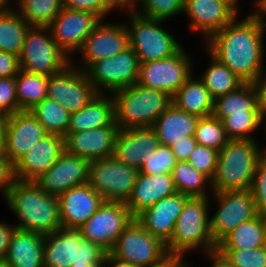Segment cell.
Wrapping results in <instances>:
<instances>
[{
  "instance_id": "1",
  "label": "cell",
  "mask_w": 266,
  "mask_h": 267,
  "mask_svg": "<svg viewBox=\"0 0 266 267\" xmlns=\"http://www.w3.org/2000/svg\"><path fill=\"white\" fill-rule=\"evenodd\" d=\"M257 12L249 13L241 21L235 18L205 43L208 54L226 65L245 83H255L264 74L262 61L266 22Z\"/></svg>"
},
{
  "instance_id": "2",
  "label": "cell",
  "mask_w": 266,
  "mask_h": 267,
  "mask_svg": "<svg viewBox=\"0 0 266 267\" xmlns=\"http://www.w3.org/2000/svg\"><path fill=\"white\" fill-rule=\"evenodd\" d=\"M5 199L20 220L14 225L17 229L46 235L62 227L58 196L47 194L34 181L15 180Z\"/></svg>"
},
{
  "instance_id": "3",
  "label": "cell",
  "mask_w": 266,
  "mask_h": 267,
  "mask_svg": "<svg viewBox=\"0 0 266 267\" xmlns=\"http://www.w3.org/2000/svg\"><path fill=\"white\" fill-rule=\"evenodd\" d=\"M255 139L229 140L219 151L217 171L212 179V192L244 191L251 188L261 151Z\"/></svg>"
},
{
  "instance_id": "4",
  "label": "cell",
  "mask_w": 266,
  "mask_h": 267,
  "mask_svg": "<svg viewBox=\"0 0 266 267\" xmlns=\"http://www.w3.org/2000/svg\"><path fill=\"white\" fill-rule=\"evenodd\" d=\"M114 122L119 129L151 127L172 104V96L137 83L112 93Z\"/></svg>"
},
{
  "instance_id": "5",
  "label": "cell",
  "mask_w": 266,
  "mask_h": 267,
  "mask_svg": "<svg viewBox=\"0 0 266 267\" xmlns=\"http://www.w3.org/2000/svg\"><path fill=\"white\" fill-rule=\"evenodd\" d=\"M210 197H189L176 220L171 239L166 243L170 257H183L189 252L203 248L205 253L215 250L209 218Z\"/></svg>"
},
{
  "instance_id": "6",
  "label": "cell",
  "mask_w": 266,
  "mask_h": 267,
  "mask_svg": "<svg viewBox=\"0 0 266 267\" xmlns=\"http://www.w3.org/2000/svg\"><path fill=\"white\" fill-rule=\"evenodd\" d=\"M106 251L85 239L79 229L64 228L44 235V267H70L71 264H94L102 267Z\"/></svg>"
},
{
  "instance_id": "7",
  "label": "cell",
  "mask_w": 266,
  "mask_h": 267,
  "mask_svg": "<svg viewBox=\"0 0 266 267\" xmlns=\"http://www.w3.org/2000/svg\"><path fill=\"white\" fill-rule=\"evenodd\" d=\"M18 58L23 71L47 76L61 72L72 63L54 41L49 27L39 26L28 29Z\"/></svg>"
},
{
  "instance_id": "8",
  "label": "cell",
  "mask_w": 266,
  "mask_h": 267,
  "mask_svg": "<svg viewBox=\"0 0 266 267\" xmlns=\"http://www.w3.org/2000/svg\"><path fill=\"white\" fill-rule=\"evenodd\" d=\"M109 253L135 267H159L170 258L166 244L146 231L135 218Z\"/></svg>"
},
{
  "instance_id": "9",
  "label": "cell",
  "mask_w": 266,
  "mask_h": 267,
  "mask_svg": "<svg viewBox=\"0 0 266 267\" xmlns=\"http://www.w3.org/2000/svg\"><path fill=\"white\" fill-rule=\"evenodd\" d=\"M130 25L126 24L129 46L135 51L140 64L165 59L176 54L182 45L168 33L162 20L151 19L129 11Z\"/></svg>"
},
{
  "instance_id": "10",
  "label": "cell",
  "mask_w": 266,
  "mask_h": 267,
  "mask_svg": "<svg viewBox=\"0 0 266 267\" xmlns=\"http://www.w3.org/2000/svg\"><path fill=\"white\" fill-rule=\"evenodd\" d=\"M139 170L119 162L114 156L90 161L88 184L104 201L126 203L130 198Z\"/></svg>"
},
{
  "instance_id": "11",
  "label": "cell",
  "mask_w": 266,
  "mask_h": 267,
  "mask_svg": "<svg viewBox=\"0 0 266 267\" xmlns=\"http://www.w3.org/2000/svg\"><path fill=\"white\" fill-rule=\"evenodd\" d=\"M139 69V59L129 46L115 56L94 62L85 73L97 93L112 94L137 83Z\"/></svg>"
},
{
  "instance_id": "12",
  "label": "cell",
  "mask_w": 266,
  "mask_h": 267,
  "mask_svg": "<svg viewBox=\"0 0 266 267\" xmlns=\"http://www.w3.org/2000/svg\"><path fill=\"white\" fill-rule=\"evenodd\" d=\"M134 218L124 202L104 201L96 213L78 229L85 239L109 253Z\"/></svg>"
},
{
  "instance_id": "13",
  "label": "cell",
  "mask_w": 266,
  "mask_h": 267,
  "mask_svg": "<svg viewBox=\"0 0 266 267\" xmlns=\"http://www.w3.org/2000/svg\"><path fill=\"white\" fill-rule=\"evenodd\" d=\"M186 53L181 48L165 59L141 63L137 84L173 96L193 74L191 59Z\"/></svg>"
},
{
  "instance_id": "14",
  "label": "cell",
  "mask_w": 266,
  "mask_h": 267,
  "mask_svg": "<svg viewBox=\"0 0 266 267\" xmlns=\"http://www.w3.org/2000/svg\"><path fill=\"white\" fill-rule=\"evenodd\" d=\"M218 211L210 218V232L217 245L239 224L258 215L251 190L212 192Z\"/></svg>"
},
{
  "instance_id": "15",
  "label": "cell",
  "mask_w": 266,
  "mask_h": 267,
  "mask_svg": "<svg viewBox=\"0 0 266 267\" xmlns=\"http://www.w3.org/2000/svg\"><path fill=\"white\" fill-rule=\"evenodd\" d=\"M72 64L50 75L47 88V97L60 103L69 113L78 111L98 94L85 71Z\"/></svg>"
},
{
  "instance_id": "16",
  "label": "cell",
  "mask_w": 266,
  "mask_h": 267,
  "mask_svg": "<svg viewBox=\"0 0 266 267\" xmlns=\"http://www.w3.org/2000/svg\"><path fill=\"white\" fill-rule=\"evenodd\" d=\"M100 21L92 12L62 8L48 27L56 44L71 57Z\"/></svg>"
},
{
  "instance_id": "17",
  "label": "cell",
  "mask_w": 266,
  "mask_h": 267,
  "mask_svg": "<svg viewBox=\"0 0 266 267\" xmlns=\"http://www.w3.org/2000/svg\"><path fill=\"white\" fill-rule=\"evenodd\" d=\"M101 20L84 40L79 50L84 63L78 68L86 71L94 62L115 56L129 47V34L126 24L104 23ZM85 68H84V66ZM84 69V70H83Z\"/></svg>"
},
{
  "instance_id": "18",
  "label": "cell",
  "mask_w": 266,
  "mask_h": 267,
  "mask_svg": "<svg viewBox=\"0 0 266 267\" xmlns=\"http://www.w3.org/2000/svg\"><path fill=\"white\" fill-rule=\"evenodd\" d=\"M90 161L66 150L57 162L34 182L47 194L59 196L70 188L88 183Z\"/></svg>"
},
{
  "instance_id": "19",
  "label": "cell",
  "mask_w": 266,
  "mask_h": 267,
  "mask_svg": "<svg viewBox=\"0 0 266 267\" xmlns=\"http://www.w3.org/2000/svg\"><path fill=\"white\" fill-rule=\"evenodd\" d=\"M65 151V137L47 133L14 165V178L35 181L59 159Z\"/></svg>"
},
{
  "instance_id": "20",
  "label": "cell",
  "mask_w": 266,
  "mask_h": 267,
  "mask_svg": "<svg viewBox=\"0 0 266 267\" xmlns=\"http://www.w3.org/2000/svg\"><path fill=\"white\" fill-rule=\"evenodd\" d=\"M47 132L29 110L8 116L4 155L14 166Z\"/></svg>"
},
{
  "instance_id": "21",
  "label": "cell",
  "mask_w": 266,
  "mask_h": 267,
  "mask_svg": "<svg viewBox=\"0 0 266 267\" xmlns=\"http://www.w3.org/2000/svg\"><path fill=\"white\" fill-rule=\"evenodd\" d=\"M119 131L118 125L67 133L65 150L89 161L111 157L114 154L115 141Z\"/></svg>"
},
{
  "instance_id": "22",
  "label": "cell",
  "mask_w": 266,
  "mask_h": 267,
  "mask_svg": "<svg viewBox=\"0 0 266 267\" xmlns=\"http://www.w3.org/2000/svg\"><path fill=\"white\" fill-rule=\"evenodd\" d=\"M60 220L64 228L81 227L104 202L88 183L73 187L58 196Z\"/></svg>"
},
{
  "instance_id": "23",
  "label": "cell",
  "mask_w": 266,
  "mask_h": 267,
  "mask_svg": "<svg viewBox=\"0 0 266 267\" xmlns=\"http://www.w3.org/2000/svg\"><path fill=\"white\" fill-rule=\"evenodd\" d=\"M159 145L156 132L151 127L119 129L113 156L139 170Z\"/></svg>"
},
{
  "instance_id": "24",
  "label": "cell",
  "mask_w": 266,
  "mask_h": 267,
  "mask_svg": "<svg viewBox=\"0 0 266 267\" xmlns=\"http://www.w3.org/2000/svg\"><path fill=\"white\" fill-rule=\"evenodd\" d=\"M189 196L175 193L146 208L135 219L153 236L165 244L171 239L176 220Z\"/></svg>"
},
{
  "instance_id": "25",
  "label": "cell",
  "mask_w": 266,
  "mask_h": 267,
  "mask_svg": "<svg viewBox=\"0 0 266 267\" xmlns=\"http://www.w3.org/2000/svg\"><path fill=\"white\" fill-rule=\"evenodd\" d=\"M183 12L190 17V30L203 32L205 40L233 21L237 14L221 0H184Z\"/></svg>"
},
{
  "instance_id": "26",
  "label": "cell",
  "mask_w": 266,
  "mask_h": 267,
  "mask_svg": "<svg viewBox=\"0 0 266 267\" xmlns=\"http://www.w3.org/2000/svg\"><path fill=\"white\" fill-rule=\"evenodd\" d=\"M177 193L171 173L148 175L139 173L126 207L136 217L162 198Z\"/></svg>"
},
{
  "instance_id": "27",
  "label": "cell",
  "mask_w": 266,
  "mask_h": 267,
  "mask_svg": "<svg viewBox=\"0 0 266 267\" xmlns=\"http://www.w3.org/2000/svg\"><path fill=\"white\" fill-rule=\"evenodd\" d=\"M44 235L15 228L4 262L8 267H44Z\"/></svg>"
},
{
  "instance_id": "28",
  "label": "cell",
  "mask_w": 266,
  "mask_h": 267,
  "mask_svg": "<svg viewBox=\"0 0 266 267\" xmlns=\"http://www.w3.org/2000/svg\"><path fill=\"white\" fill-rule=\"evenodd\" d=\"M199 117L189 114L173 103L162 112L151 128L160 145L171 146L182 137L194 136Z\"/></svg>"
},
{
  "instance_id": "29",
  "label": "cell",
  "mask_w": 266,
  "mask_h": 267,
  "mask_svg": "<svg viewBox=\"0 0 266 267\" xmlns=\"http://www.w3.org/2000/svg\"><path fill=\"white\" fill-rule=\"evenodd\" d=\"M107 97V98H106ZM114 122L112 95L98 93L85 106L71 113L67 133L80 132L111 125Z\"/></svg>"
},
{
  "instance_id": "30",
  "label": "cell",
  "mask_w": 266,
  "mask_h": 267,
  "mask_svg": "<svg viewBox=\"0 0 266 267\" xmlns=\"http://www.w3.org/2000/svg\"><path fill=\"white\" fill-rule=\"evenodd\" d=\"M214 99L200 79L191 77L172 96V103L179 109L201 117L213 115Z\"/></svg>"
},
{
  "instance_id": "31",
  "label": "cell",
  "mask_w": 266,
  "mask_h": 267,
  "mask_svg": "<svg viewBox=\"0 0 266 267\" xmlns=\"http://www.w3.org/2000/svg\"><path fill=\"white\" fill-rule=\"evenodd\" d=\"M245 112H261L254 83H244L237 90L214 101L213 115L221 121L231 114H245Z\"/></svg>"
},
{
  "instance_id": "32",
  "label": "cell",
  "mask_w": 266,
  "mask_h": 267,
  "mask_svg": "<svg viewBox=\"0 0 266 267\" xmlns=\"http://www.w3.org/2000/svg\"><path fill=\"white\" fill-rule=\"evenodd\" d=\"M266 216L258 214L256 217L239 224L228 233L218 244L216 249L248 250L264 246V232Z\"/></svg>"
},
{
  "instance_id": "33",
  "label": "cell",
  "mask_w": 266,
  "mask_h": 267,
  "mask_svg": "<svg viewBox=\"0 0 266 267\" xmlns=\"http://www.w3.org/2000/svg\"><path fill=\"white\" fill-rule=\"evenodd\" d=\"M30 27L16 9L7 5L0 11V51L19 56Z\"/></svg>"
},
{
  "instance_id": "34",
  "label": "cell",
  "mask_w": 266,
  "mask_h": 267,
  "mask_svg": "<svg viewBox=\"0 0 266 267\" xmlns=\"http://www.w3.org/2000/svg\"><path fill=\"white\" fill-rule=\"evenodd\" d=\"M49 76L19 70L15 76L16 97L21 110H31L47 97Z\"/></svg>"
},
{
  "instance_id": "35",
  "label": "cell",
  "mask_w": 266,
  "mask_h": 267,
  "mask_svg": "<svg viewBox=\"0 0 266 267\" xmlns=\"http://www.w3.org/2000/svg\"><path fill=\"white\" fill-rule=\"evenodd\" d=\"M212 60L207 70L203 72L200 80L209 90L212 98L216 100L229 92L237 90L245 82L233 73L226 65L219 62L211 54Z\"/></svg>"
},
{
  "instance_id": "36",
  "label": "cell",
  "mask_w": 266,
  "mask_h": 267,
  "mask_svg": "<svg viewBox=\"0 0 266 267\" xmlns=\"http://www.w3.org/2000/svg\"><path fill=\"white\" fill-rule=\"evenodd\" d=\"M177 193L189 197L208 196V185L211 188L212 180L204 173L197 171L187 161H178L171 172ZM207 184V185H206ZM207 187H205V186Z\"/></svg>"
},
{
  "instance_id": "37",
  "label": "cell",
  "mask_w": 266,
  "mask_h": 267,
  "mask_svg": "<svg viewBox=\"0 0 266 267\" xmlns=\"http://www.w3.org/2000/svg\"><path fill=\"white\" fill-rule=\"evenodd\" d=\"M47 133L66 136L70 123L69 113L60 103L45 97L29 110Z\"/></svg>"
},
{
  "instance_id": "38",
  "label": "cell",
  "mask_w": 266,
  "mask_h": 267,
  "mask_svg": "<svg viewBox=\"0 0 266 267\" xmlns=\"http://www.w3.org/2000/svg\"><path fill=\"white\" fill-rule=\"evenodd\" d=\"M19 14L30 26L48 27L64 8L62 0H18Z\"/></svg>"
},
{
  "instance_id": "39",
  "label": "cell",
  "mask_w": 266,
  "mask_h": 267,
  "mask_svg": "<svg viewBox=\"0 0 266 267\" xmlns=\"http://www.w3.org/2000/svg\"><path fill=\"white\" fill-rule=\"evenodd\" d=\"M261 112L231 114L222 120L223 127L230 140H252L251 134L263 123Z\"/></svg>"
},
{
  "instance_id": "40",
  "label": "cell",
  "mask_w": 266,
  "mask_h": 267,
  "mask_svg": "<svg viewBox=\"0 0 266 267\" xmlns=\"http://www.w3.org/2000/svg\"><path fill=\"white\" fill-rule=\"evenodd\" d=\"M197 144L220 151L230 140L221 120L214 115L201 117L198 120L195 135Z\"/></svg>"
},
{
  "instance_id": "41",
  "label": "cell",
  "mask_w": 266,
  "mask_h": 267,
  "mask_svg": "<svg viewBox=\"0 0 266 267\" xmlns=\"http://www.w3.org/2000/svg\"><path fill=\"white\" fill-rule=\"evenodd\" d=\"M142 10L137 6L132 10L135 14L143 17L166 20L169 17L183 13L184 0H139Z\"/></svg>"
},
{
  "instance_id": "42",
  "label": "cell",
  "mask_w": 266,
  "mask_h": 267,
  "mask_svg": "<svg viewBox=\"0 0 266 267\" xmlns=\"http://www.w3.org/2000/svg\"><path fill=\"white\" fill-rule=\"evenodd\" d=\"M177 162L178 160L171 147L159 145L154 150V154L145 160L139 169V173L148 175L171 173Z\"/></svg>"
},
{
  "instance_id": "43",
  "label": "cell",
  "mask_w": 266,
  "mask_h": 267,
  "mask_svg": "<svg viewBox=\"0 0 266 267\" xmlns=\"http://www.w3.org/2000/svg\"><path fill=\"white\" fill-rule=\"evenodd\" d=\"M233 267H266V248L217 249Z\"/></svg>"
},
{
  "instance_id": "44",
  "label": "cell",
  "mask_w": 266,
  "mask_h": 267,
  "mask_svg": "<svg viewBox=\"0 0 266 267\" xmlns=\"http://www.w3.org/2000/svg\"><path fill=\"white\" fill-rule=\"evenodd\" d=\"M218 155L219 151L197 144L187 162L212 180L217 171Z\"/></svg>"
},
{
  "instance_id": "45",
  "label": "cell",
  "mask_w": 266,
  "mask_h": 267,
  "mask_svg": "<svg viewBox=\"0 0 266 267\" xmlns=\"http://www.w3.org/2000/svg\"><path fill=\"white\" fill-rule=\"evenodd\" d=\"M250 190L257 213L266 216V153L257 163Z\"/></svg>"
},
{
  "instance_id": "46",
  "label": "cell",
  "mask_w": 266,
  "mask_h": 267,
  "mask_svg": "<svg viewBox=\"0 0 266 267\" xmlns=\"http://www.w3.org/2000/svg\"><path fill=\"white\" fill-rule=\"evenodd\" d=\"M18 111L15 77L0 78V113L11 116Z\"/></svg>"
},
{
  "instance_id": "47",
  "label": "cell",
  "mask_w": 266,
  "mask_h": 267,
  "mask_svg": "<svg viewBox=\"0 0 266 267\" xmlns=\"http://www.w3.org/2000/svg\"><path fill=\"white\" fill-rule=\"evenodd\" d=\"M64 8L71 10L89 11L101 20L113 10L107 0H62Z\"/></svg>"
},
{
  "instance_id": "48",
  "label": "cell",
  "mask_w": 266,
  "mask_h": 267,
  "mask_svg": "<svg viewBox=\"0 0 266 267\" xmlns=\"http://www.w3.org/2000/svg\"><path fill=\"white\" fill-rule=\"evenodd\" d=\"M20 70L17 55L0 51V78L15 77Z\"/></svg>"
},
{
  "instance_id": "49",
  "label": "cell",
  "mask_w": 266,
  "mask_h": 267,
  "mask_svg": "<svg viewBox=\"0 0 266 267\" xmlns=\"http://www.w3.org/2000/svg\"><path fill=\"white\" fill-rule=\"evenodd\" d=\"M14 181V166L10 163L8 158L2 154L0 155V191L3 192L2 195L4 199Z\"/></svg>"
},
{
  "instance_id": "50",
  "label": "cell",
  "mask_w": 266,
  "mask_h": 267,
  "mask_svg": "<svg viewBox=\"0 0 266 267\" xmlns=\"http://www.w3.org/2000/svg\"><path fill=\"white\" fill-rule=\"evenodd\" d=\"M197 145L194 136L182 137L179 141L172 144L170 147L176 155L178 161H187Z\"/></svg>"
},
{
  "instance_id": "51",
  "label": "cell",
  "mask_w": 266,
  "mask_h": 267,
  "mask_svg": "<svg viewBox=\"0 0 266 267\" xmlns=\"http://www.w3.org/2000/svg\"><path fill=\"white\" fill-rule=\"evenodd\" d=\"M0 222V260H4L15 226Z\"/></svg>"
},
{
  "instance_id": "52",
  "label": "cell",
  "mask_w": 266,
  "mask_h": 267,
  "mask_svg": "<svg viewBox=\"0 0 266 267\" xmlns=\"http://www.w3.org/2000/svg\"><path fill=\"white\" fill-rule=\"evenodd\" d=\"M254 84L258 92V106L263 120L266 121V74H263Z\"/></svg>"
},
{
  "instance_id": "53",
  "label": "cell",
  "mask_w": 266,
  "mask_h": 267,
  "mask_svg": "<svg viewBox=\"0 0 266 267\" xmlns=\"http://www.w3.org/2000/svg\"><path fill=\"white\" fill-rule=\"evenodd\" d=\"M205 255L209 256L211 267H233L231 263L217 249L209 251Z\"/></svg>"
},
{
  "instance_id": "54",
  "label": "cell",
  "mask_w": 266,
  "mask_h": 267,
  "mask_svg": "<svg viewBox=\"0 0 266 267\" xmlns=\"http://www.w3.org/2000/svg\"><path fill=\"white\" fill-rule=\"evenodd\" d=\"M139 0H108V3L111 5L113 9H126L128 11H132L135 8V4L138 6ZM128 7V8H127Z\"/></svg>"
},
{
  "instance_id": "55",
  "label": "cell",
  "mask_w": 266,
  "mask_h": 267,
  "mask_svg": "<svg viewBox=\"0 0 266 267\" xmlns=\"http://www.w3.org/2000/svg\"><path fill=\"white\" fill-rule=\"evenodd\" d=\"M106 264H108V266H105ZM102 267H135V266H132L128 262H124V261H120L116 259L110 253H106L104 260H103Z\"/></svg>"
},
{
  "instance_id": "56",
  "label": "cell",
  "mask_w": 266,
  "mask_h": 267,
  "mask_svg": "<svg viewBox=\"0 0 266 267\" xmlns=\"http://www.w3.org/2000/svg\"><path fill=\"white\" fill-rule=\"evenodd\" d=\"M8 116L0 113V155L4 153L5 149V131Z\"/></svg>"
},
{
  "instance_id": "57",
  "label": "cell",
  "mask_w": 266,
  "mask_h": 267,
  "mask_svg": "<svg viewBox=\"0 0 266 267\" xmlns=\"http://www.w3.org/2000/svg\"><path fill=\"white\" fill-rule=\"evenodd\" d=\"M183 259L185 260L183 257H170L166 261V267H188L187 262Z\"/></svg>"
},
{
  "instance_id": "58",
  "label": "cell",
  "mask_w": 266,
  "mask_h": 267,
  "mask_svg": "<svg viewBox=\"0 0 266 267\" xmlns=\"http://www.w3.org/2000/svg\"><path fill=\"white\" fill-rule=\"evenodd\" d=\"M256 10L261 17L266 15V0H256Z\"/></svg>"
},
{
  "instance_id": "59",
  "label": "cell",
  "mask_w": 266,
  "mask_h": 267,
  "mask_svg": "<svg viewBox=\"0 0 266 267\" xmlns=\"http://www.w3.org/2000/svg\"><path fill=\"white\" fill-rule=\"evenodd\" d=\"M223 2H226L230 7H232L236 12L238 11V6L236 4H238L239 0H221ZM237 6V7H236Z\"/></svg>"
},
{
  "instance_id": "60",
  "label": "cell",
  "mask_w": 266,
  "mask_h": 267,
  "mask_svg": "<svg viewBox=\"0 0 266 267\" xmlns=\"http://www.w3.org/2000/svg\"><path fill=\"white\" fill-rule=\"evenodd\" d=\"M70 267H96L94 264H71Z\"/></svg>"
},
{
  "instance_id": "61",
  "label": "cell",
  "mask_w": 266,
  "mask_h": 267,
  "mask_svg": "<svg viewBox=\"0 0 266 267\" xmlns=\"http://www.w3.org/2000/svg\"><path fill=\"white\" fill-rule=\"evenodd\" d=\"M8 4L4 0H0V11H2Z\"/></svg>"
},
{
  "instance_id": "62",
  "label": "cell",
  "mask_w": 266,
  "mask_h": 267,
  "mask_svg": "<svg viewBox=\"0 0 266 267\" xmlns=\"http://www.w3.org/2000/svg\"><path fill=\"white\" fill-rule=\"evenodd\" d=\"M0 267H8V265L3 260H0Z\"/></svg>"
},
{
  "instance_id": "63",
  "label": "cell",
  "mask_w": 266,
  "mask_h": 267,
  "mask_svg": "<svg viewBox=\"0 0 266 267\" xmlns=\"http://www.w3.org/2000/svg\"><path fill=\"white\" fill-rule=\"evenodd\" d=\"M264 247L266 248V227H265V232H264Z\"/></svg>"
},
{
  "instance_id": "64",
  "label": "cell",
  "mask_w": 266,
  "mask_h": 267,
  "mask_svg": "<svg viewBox=\"0 0 266 267\" xmlns=\"http://www.w3.org/2000/svg\"><path fill=\"white\" fill-rule=\"evenodd\" d=\"M159 267H166V262L164 263V265H162V266H159Z\"/></svg>"
}]
</instances>
